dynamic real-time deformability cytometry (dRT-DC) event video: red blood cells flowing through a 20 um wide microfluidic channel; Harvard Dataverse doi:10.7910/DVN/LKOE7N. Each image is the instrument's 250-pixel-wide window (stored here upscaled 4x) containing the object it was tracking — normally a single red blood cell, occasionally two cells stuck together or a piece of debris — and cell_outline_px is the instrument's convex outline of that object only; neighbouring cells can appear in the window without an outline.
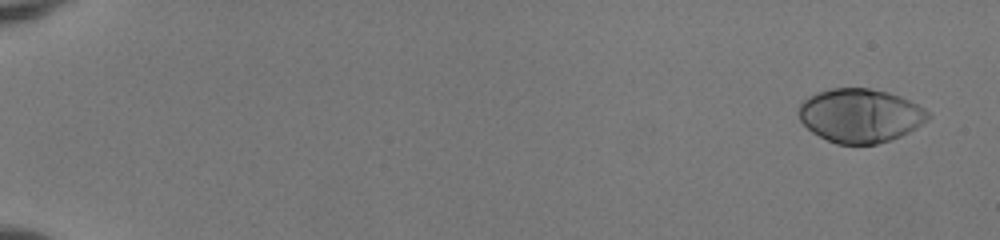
{"species": "human", "species_latin": "Homo sapiens", "temperature_condition": "room temperature", "stored_images_in_passage": 52, "camera_frame_rate_fps": 3000, "um_per_image_px": 0.085, "donor": {"sex": "female"}, "frame": {"image": 1, "passage_image": 1, "time_ms": 0.0, "image_size_px": [1000, 240], "cell_outline_px": [[932, 116], [928, 120], [916, 128], [900, 136], [876, 144], [836, 144], [812, 132], [800, 120], [800, 104], [808, 96], [816, 92], [832, 88], [868, 88], [888, 92], [900, 96], [924, 108]], "centroid_in_image_um": [73.13, 9.81], "position_along_channel_um": 11.9, "area_um2": 40.34}}
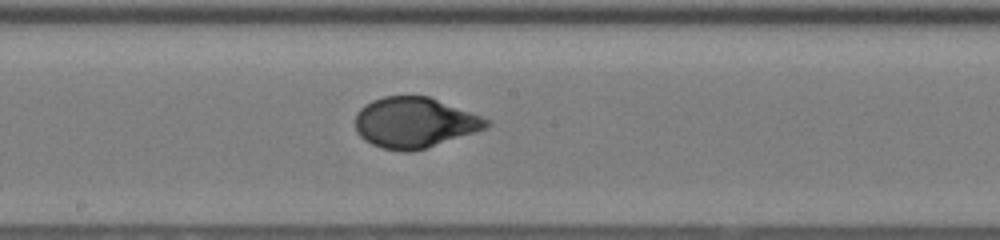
{"frame": {"image": 2, "passage_image": 30, "time_ms": 9.667, "image_size_px": [1000, 240], "cell_outline_px": [[492, 124], [488, 128], [476, 132], [412, 152], [404, 152], [384, 148], [372, 144], [364, 140], [356, 132], [356, 112], [364, 104], [372, 100], [384, 96], [428, 96], [480, 116], [488, 120]], "centroid_in_image_um": [35.21, 10.42], "position_along_channel_um": 213.0, "area_um2": 38.44}}
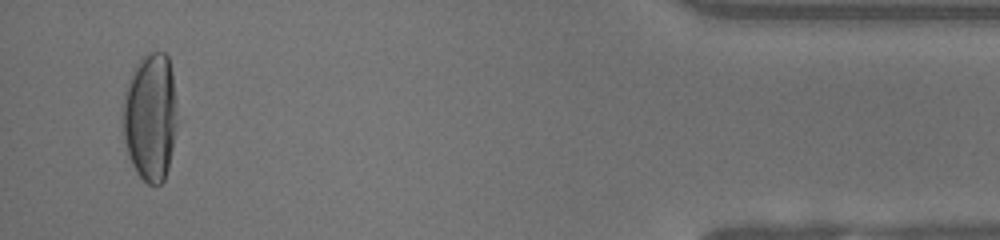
{"frame": {"image": 3, "passage_image": 50, "time_ms": 16.333, "image_size_px": [1000, 240], "cell_outline_px": [[176, 124], [172, 148], [168, 168], [164, 180], [160, 184], [148, 184], [136, 172], [132, 164], [124, 140], [124, 92], [128, 80], [140, 60], [144, 56], [152, 52], [164, 52], [168, 56], [172, 72], [176, 120]], "centroid_in_image_um": [12.78, 9.95], "position_along_channel_um": 422.4, "area_um2": 39.77}, "authors_computed_cell_mechanics": {"area_um2": 39.015, "velocity_mm_per_s": 4.0323, "shape_relaxation_time_tau1_ms": 3.7761, "shape_relaxation_time_tau2_ms": null, "deformation_change_tau1": 0.2254, "deformation_change_tau2": null}}